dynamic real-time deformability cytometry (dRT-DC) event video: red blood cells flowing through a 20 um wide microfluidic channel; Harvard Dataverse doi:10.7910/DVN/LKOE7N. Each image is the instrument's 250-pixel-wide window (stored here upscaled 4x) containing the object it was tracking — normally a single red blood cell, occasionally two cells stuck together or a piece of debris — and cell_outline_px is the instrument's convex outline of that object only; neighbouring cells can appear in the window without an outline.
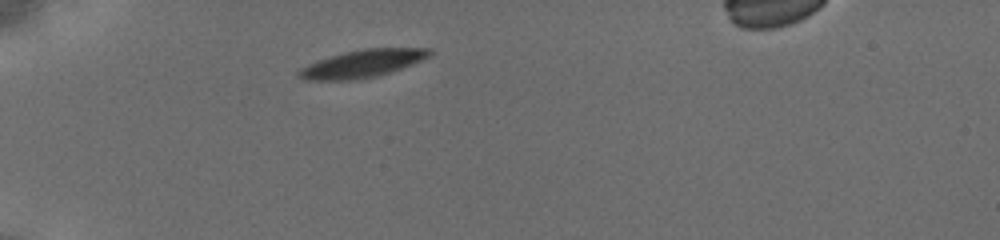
{"species": "common noctule bat (a hibernating species)", "species_latin": "Nyctalus noctula", "temperature_condition": "cold", "stored_images_in_passage": 41, "camera_frame_rate_fps": 3000, "um_per_image_px": 0.085, "animal": {"sex": "female", "body_mass_g": 19.5, "forearm_length_mm": 54.1}, "frame": {"image": 1, "passage_image": 1, "time_ms": 0.0, "image_size_px": [1000, 240], "cell_outline_px": [[432, 56], [392, 72], [376, 76], [356, 80], [304, 80], [296, 76], [296, 72], [300, 68], [308, 64], [344, 52], [368, 48], [432, 48]], "centroid_in_image_um": [30.82, 5.41], "position_along_channel_um": 54.2, "area_um2": 21.1}}
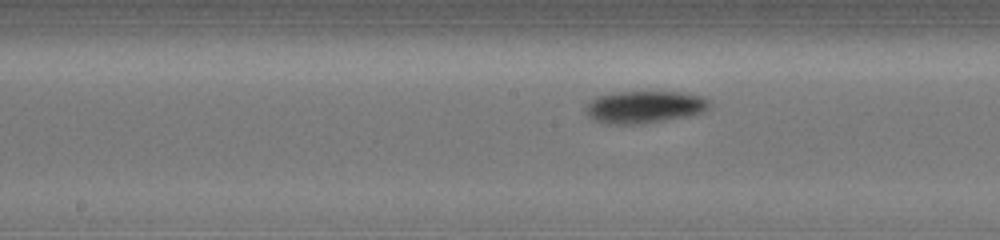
{"frame": {"image": 2, "passage_image": 19, "time_ms": 4.333, "image_size_px": [1000, 240], "cell_outline_px": [[712, 108], [700, 112], [684, 116], [660, 120], [632, 124], [608, 124], [596, 120], [588, 112], [588, 104], [596, 96], [612, 92], [684, 92], [704, 96], [712, 104]], "centroid_in_image_um": [54.84, 9.06], "position_along_channel_um": 193.4, "area_um2": 22.77}}
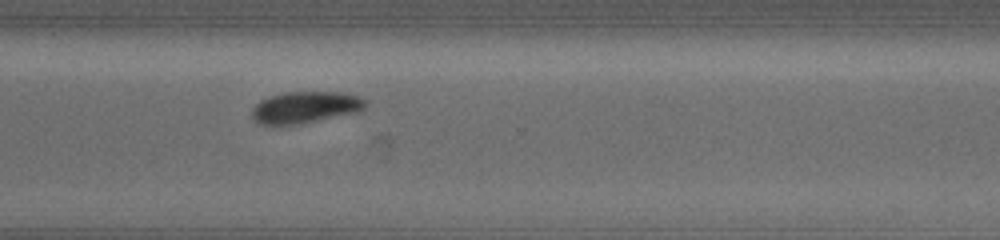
{"frame": {"image": 3, "passage_image": 33, "time_ms": 8.333, "image_size_px": [1000, 240], "cell_outline_px": [[368, 100], [364, 108], [356, 112], [296, 124], [260, 124], [252, 116], [252, 108], [260, 100], [268, 96], [284, 92], [344, 92], [360, 96]], "centroid_in_image_um": [25.96, 9.09], "position_along_channel_um": 344.6, "area_um2": 20.75}, "authors_computed_cell_mechanics": {"area_um2": 22.6576, "velocity_mm_per_s": 3.7787, "shape_relaxation_time_tau1_ms": 1.3372, "shape_relaxation_time_tau2_ms": 1.5662, "deformation_change_tau1": 0.0725, "deformation_change_tau2": 0.0398}}